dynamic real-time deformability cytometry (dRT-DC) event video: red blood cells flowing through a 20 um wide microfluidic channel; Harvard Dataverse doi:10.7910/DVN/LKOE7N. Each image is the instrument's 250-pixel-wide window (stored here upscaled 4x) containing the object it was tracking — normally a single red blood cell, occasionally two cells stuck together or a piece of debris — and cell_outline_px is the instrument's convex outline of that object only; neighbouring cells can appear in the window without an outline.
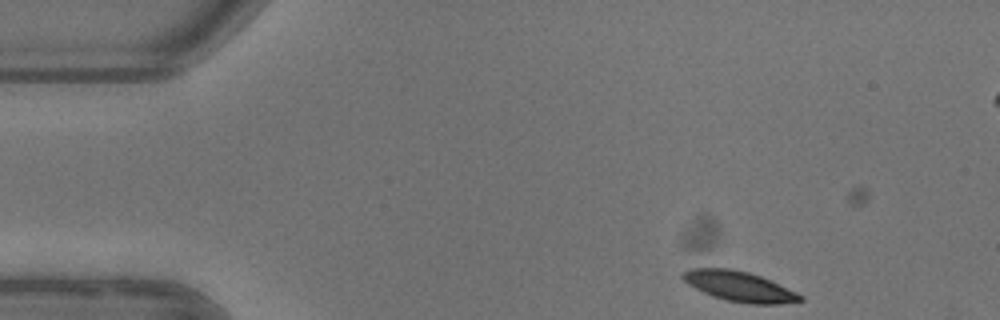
{"species": "common noctule bat (a hibernating species)", "species_latin": "Nyctalus noctula", "temperature_condition": "warm", "stored_images_in_passage": 10, "camera_frame_rate_fps": 3000, "um_per_image_px": 0.085, "animal": {"sex": "female"}, "frame": {"image": 1, "passage_image": 1, "time_ms": 0.0, "image_size_px": [1000, 320], "cell_outline_px": [[804, 300], [780, 304], [748, 304], [728, 300], [712, 296], [688, 284], [680, 276], [680, 272], [692, 268], [732, 268], [748, 272], [760, 276], [796, 292], [804, 296]], "centroid_in_image_um": [62.82, 24.34], "position_along_channel_um": 22.2, "area_um2": 20.52}}
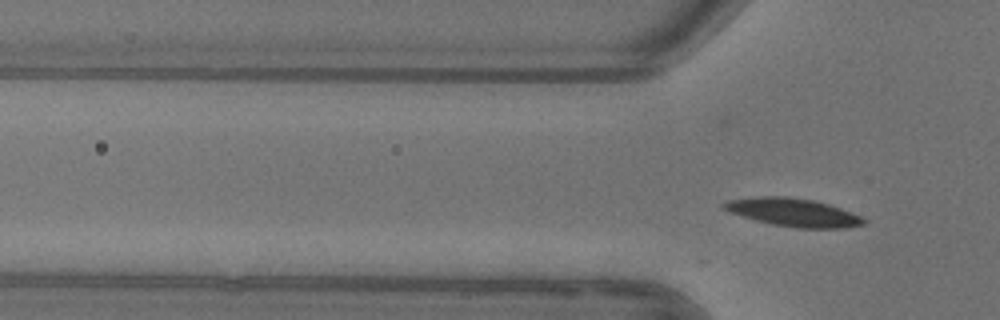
{"frame": {"image": 2, "passage_image": 10, "time_ms": 3.0, "image_size_px": [1000, 320], "cell_outline_px": [[868, 220], [864, 224], [844, 228], [796, 228], [772, 224], [756, 220], [728, 212], [720, 208], [720, 204], [728, 200], [756, 196], [788, 196], [812, 200], [828, 204], [840, 208], [860, 216]], "centroid_in_image_um": [67.37, 18.05], "position_along_channel_um": 58.4, "area_um2": 23.0}}